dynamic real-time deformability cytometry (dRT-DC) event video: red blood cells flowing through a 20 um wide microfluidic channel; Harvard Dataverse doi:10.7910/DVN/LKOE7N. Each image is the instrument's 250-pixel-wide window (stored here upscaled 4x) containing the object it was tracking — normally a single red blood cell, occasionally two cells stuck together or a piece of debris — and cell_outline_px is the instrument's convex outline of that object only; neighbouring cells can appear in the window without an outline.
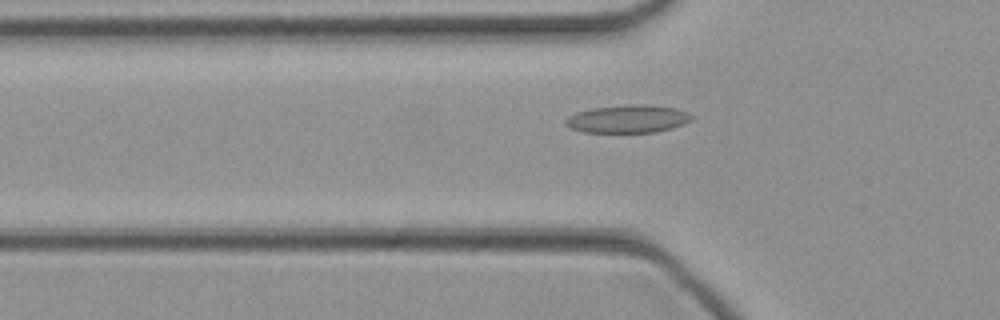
{"species": "common noctule bat (a hibernating species)", "species_latin": "Nyctalus noctula", "temperature_condition": "cold", "stored_images_in_passage": 46, "camera_frame_rate_fps": 3000, "um_per_image_px": 0.085, "animal": {"sex": "female", "body_mass_g": 21.9}, "frame": {"image": 1, "passage_image": 15, "time_ms": 4.667, "image_size_px": [1000, 320], "cell_outline_px": [[692, 120], [684, 124], [672, 128], [656, 132], [584, 132], [572, 128], [564, 124], [564, 120], [568, 116], [576, 112], [592, 108], [628, 104], [648, 104], [676, 108], [688, 112], [692, 116]], "centroid_in_image_um": [53.38, 10.09], "position_along_channel_um": 72.4, "area_um2": 20.63}}
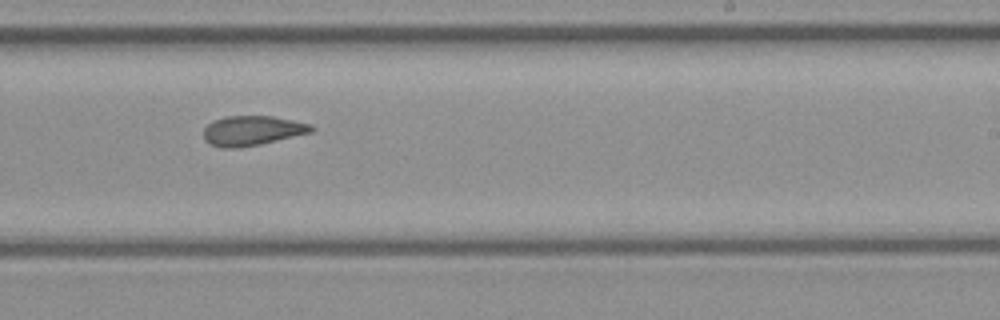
{"frame": {"image": 2, "passage_image": 28, "time_ms": 9.0, "image_size_px": [1000, 320], "cell_outline_px": [[316, 128], [312, 132], [260, 144], [240, 148], [220, 148], [208, 144], [204, 140], [204, 128], [212, 120], [224, 116], [272, 116], [312, 124]], "centroid_in_image_um": [21.41, 11.11], "position_along_channel_um": 267.6, "area_um2": 18.9}}
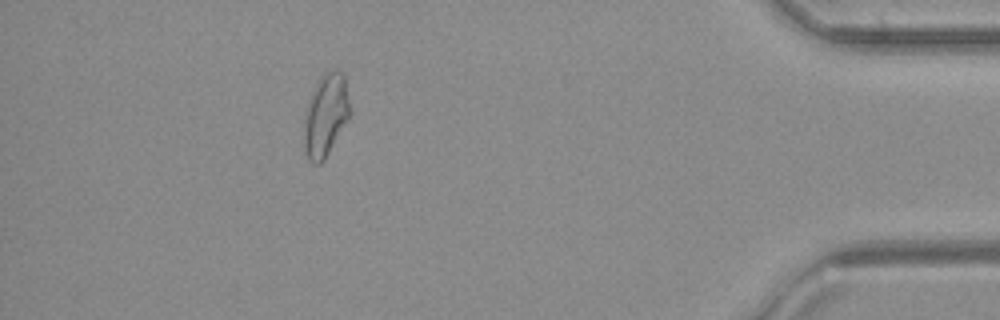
{"frame": {"image": 3, "passage_image": 41, "time_ms": 13.333, "image_size_px": [1000, 320], "cell_outline_px": [[348, 116], [324, 160], [320, 164], [312, 164], [308, 160], [304, 152], [304, 116], [308, 100], [320, 76], [324, 72], [344, 72], [348, 100]], "centroid_in_image_um": [27.62, 9.82], "position_along_channel_um": 407.6, "area_um2": 21.5}}